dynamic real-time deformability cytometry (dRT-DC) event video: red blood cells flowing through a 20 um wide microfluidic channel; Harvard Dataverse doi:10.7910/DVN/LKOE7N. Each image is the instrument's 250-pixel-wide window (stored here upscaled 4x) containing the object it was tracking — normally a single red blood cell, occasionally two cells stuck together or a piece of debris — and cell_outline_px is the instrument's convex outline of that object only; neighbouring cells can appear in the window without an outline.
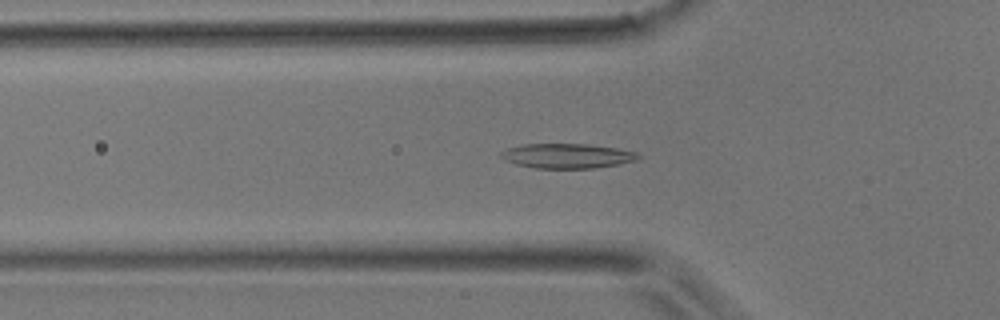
{"species": "common noctule bat (a hibernating species)", "species_latin": "Nyctalus noctula", "temperature_condition": "room temperature", "stored_images_in_passage": 36, "camera_frame_rate_fps": 3000, "um_per_image_px": 0.085, "animal": {"sex": "male", "body_mass_g": 17.9}, "frame": {"image": 1, "passage_image": 4, "time_ms": 1.0, "image_size_px": [1000, 320], "cell_outline_px": [[640, 160], [596, 168], [536, 168], [516, 164], [504, 160], [500, 156], [500, 152], [508, 148], [524, 144], [588, 144], [616, 148], [636, 152], [640, 156]], "centroid_in_image_um": [48.22, 13.25], "position_along_channel_um": 77.6, "area_um2": 19.77}}
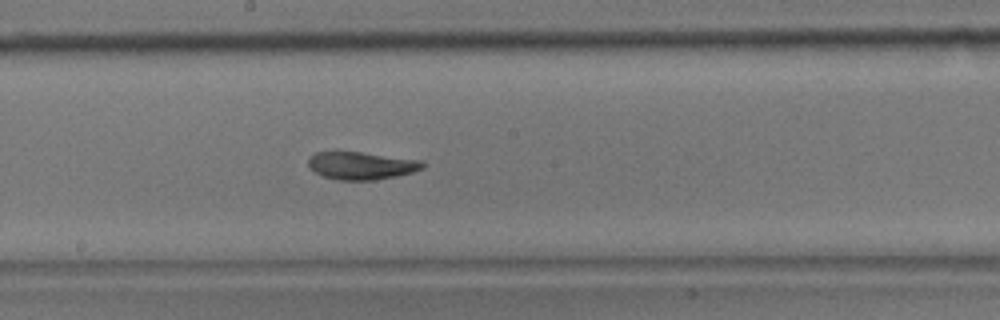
{"frame": {"image": 2, "passage_image": 14, "time_ms": 4.333, "image_size_px": [1000, 320], "cell_outline_px": [[424, 168], [412, 172], [396, 176], [376, 180], [340, 180], [324, 176], [308, 168], [308, 156], [316, 152], [360, 152], [424, 160]], "centroid_in_image_um": [30.72, 14.07], "position_along_channel_um": 217.5, "area_um2": 18.5}}
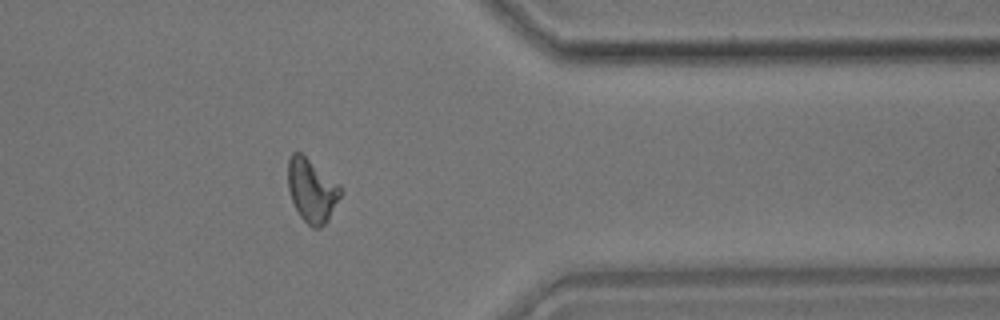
{"frame": {"image": 3, "passage_image": 27, "time_ms": 8.667, "image_size_px": [1000, 320], "cell_outline_px": [[344, 192], [328, 220], [320, 228], [312, 228], [300, 216], [292, 200], [288, 188], [288, 160], [292, 152], [300, 152], [340, 184]], "centroid_in_image_um": [26.53, 16.19], "position_along_channel_um": 384.9, "area_um2": 19.54}}